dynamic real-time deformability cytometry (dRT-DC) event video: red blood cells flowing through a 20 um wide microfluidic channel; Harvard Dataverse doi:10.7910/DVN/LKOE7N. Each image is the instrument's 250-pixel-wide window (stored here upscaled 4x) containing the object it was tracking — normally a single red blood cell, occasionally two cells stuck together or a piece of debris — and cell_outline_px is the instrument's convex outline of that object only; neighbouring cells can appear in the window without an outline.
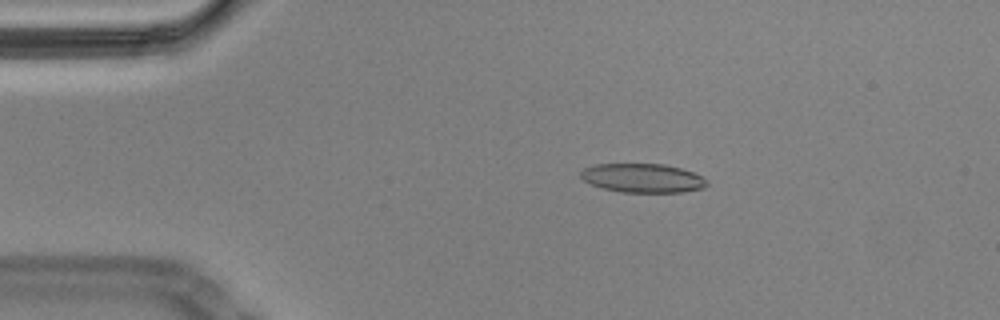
{"species": "Egyptian fruit bat (a non-hibernating species)", "species_latin": "Rousettus aegyptiacus", "temperature_condition": "cold", "stored_images_in_passage": 58, "camera_frame_rate_fps": 3000, "um_per_image_px": 0.085, "animal": {"sex": "male"}, "frame": {"image": 1, "passage_image": 11, "time_ms": 3.333, "image_size_px": [1000, 320], "cell_outline_px": [[708, 184], [704, 188], [680, 192], [620, 192], [604, 188], [592, 184], [584, 180], [580, 176], [580, 172], [584, 168], [596, 164], [664, 164], [680, 168], [692, 172], [700, 176]], "centroid_in_image_um": [54.6, 15.13], "position_along_channel_um": 30.4, "area_um2": 21.04}}
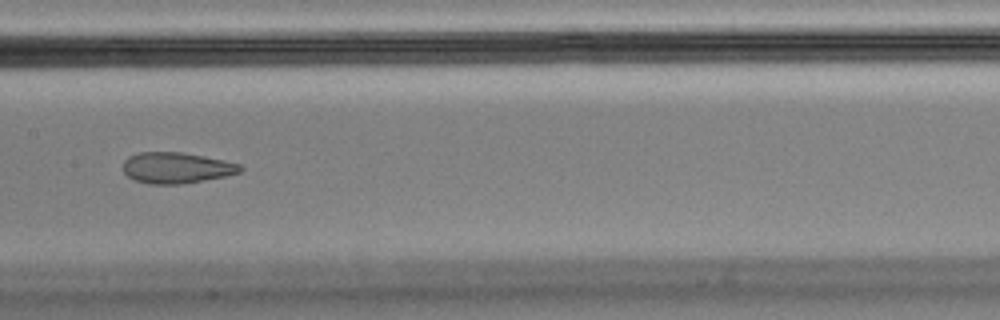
{"frame": {"image": 2, "passage_image": 29, "time_ms": 9.333, "image_size_px": [1000, 320], "cell_outline_px": [[244, 168], [240, 172], [224, 176], [204, 180], [180, 184], [148, 184], [136, 180], [128, 176], [124, 172], [124, 160], [128, 156], [140, 152], [180, 152], [204, 156], [224, 160], [240, 164]], "centroid_in_image_um": [14.99, 14.26], "position_along_channel_um": 192.4, "area_um2": 21.04}}
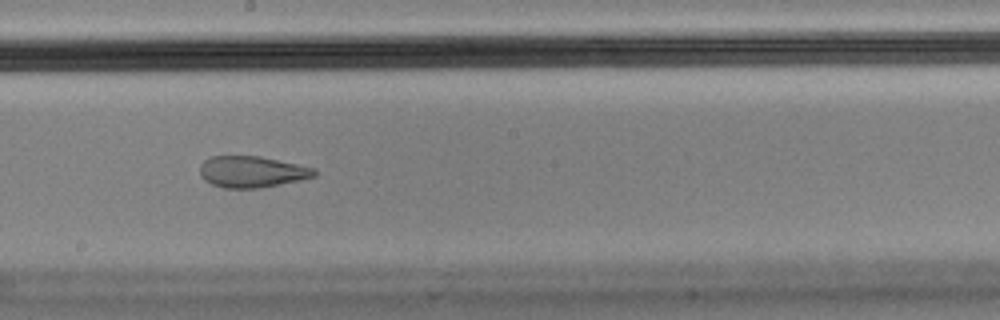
{"frame": {"image": 3, "passage_image": 32, "time_ms": 10.333, "image_size_px": [1000, 320], "cell_outline_px": [[316, 176], [300, 180], [260, 188], [224, 188], [212, 184], [204, 180], [200, 176], [200, 164], [204, 160], [212, 156], [260, 156], [316, 168]], "centroid_in_image_um": [21.4, 14.6], "position_along_channel_um": 226.8, "area_um2": 20.98}, "authors_computed_cell_mechanics": {"area_um2": 21.9929, "velocity_mm_per_s": 3.4573, "shape_relaxation_time_tau1_ms": null, "shape_relaxation_time_tau2_ms": 1.9494, "deformation_change_tau1": null, "deformation_change_tau2": 0.0974}}